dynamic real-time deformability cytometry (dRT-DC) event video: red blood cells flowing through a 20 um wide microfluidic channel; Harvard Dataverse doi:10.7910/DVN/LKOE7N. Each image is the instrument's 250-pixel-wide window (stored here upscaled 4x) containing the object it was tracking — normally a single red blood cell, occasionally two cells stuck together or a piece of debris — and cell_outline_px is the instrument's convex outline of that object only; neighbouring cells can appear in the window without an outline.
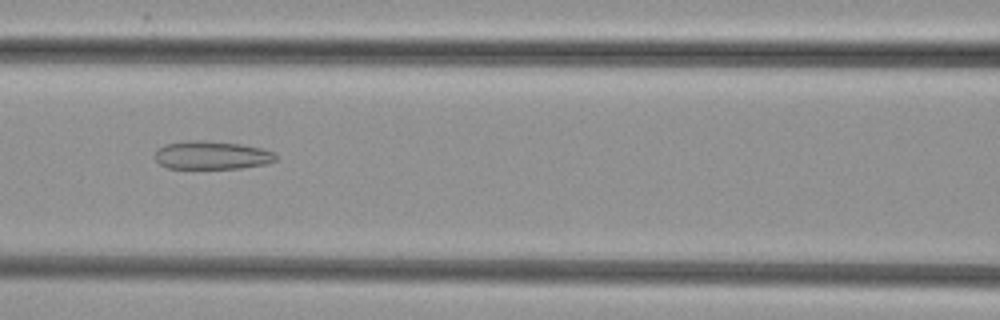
{"species": "common noctule bat (a hibernating species)", "species_latin": "Nyctalus noctula", "temperature_condition": "cold", "stored_images_in_passage": 36, "camera_frame_rate_fps": 3000, "um_per_image_px": 0.085, "animal": {"sex": "female", "body_mass_g": 29.2, "forearm_length_mm": 56.3}, "frame": {"image": 1, "passage_image": 7, "time_ms": 2.0, "image_size_px": [1000, 320], "cell_outline_px": [[276, 160], [268, 164], [240, 168], [168, 168], [160, 164], [156, 160], [156, 152], [164, 144], [188, 140], [204, 140], [240, 144], [264, 148], [276, 152]], "centroid_in_image_um": [18.06, 13.18], "position_along_channel_um": 148.5, "area_um2": 20.0}}
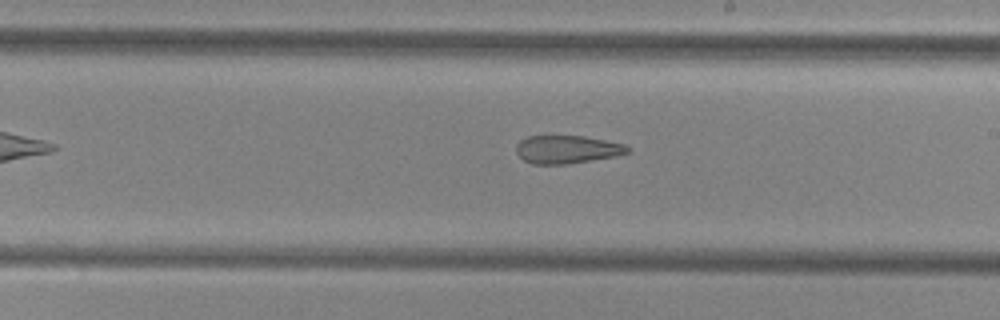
{"frame": {"image": 2, "passage_image": 14, "time_ms": 4.333, "image_size_px": [1000, 320], "cell_outline_px": [[632, 148], [628, 152], [616, 156], [568, 164], [532, 164], [524, 160], [516, 152], [516, 144], [520, 140], [528, 136], [584, 136], [624, 144]], "centroid_in_image_um": [48.19, 12.7], "position_along_channel_um": 240.8, "area_um2": 18.21}}
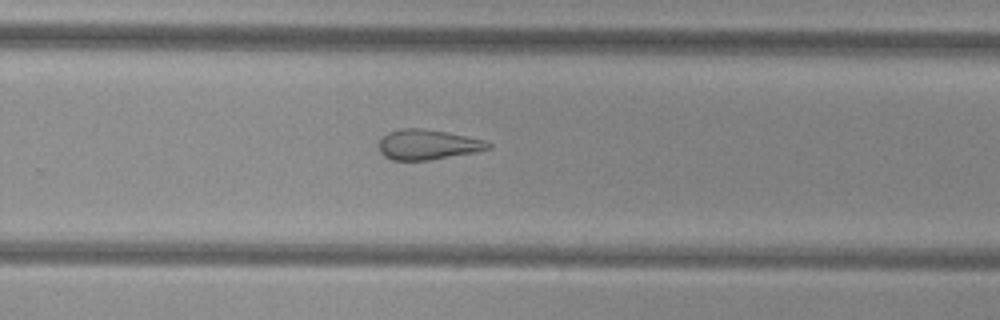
{"frame": {"image": 3, "passage_image": 18, "time_ms": 5.667, "image_size_px": [1000, 320], "cell_outline_px": [[492, 148], [476, 152], [428, 160], [392, 160], [384, 156], [380, 152], [376, 144], [388, 132], [400, 128], [420, 128], [448, 132], [484, 140], [492, 144]], "centroid_in_image_um": [36.34, 12.29], "position_along_channel_um": 293.5, "area_um2": 19.31}}